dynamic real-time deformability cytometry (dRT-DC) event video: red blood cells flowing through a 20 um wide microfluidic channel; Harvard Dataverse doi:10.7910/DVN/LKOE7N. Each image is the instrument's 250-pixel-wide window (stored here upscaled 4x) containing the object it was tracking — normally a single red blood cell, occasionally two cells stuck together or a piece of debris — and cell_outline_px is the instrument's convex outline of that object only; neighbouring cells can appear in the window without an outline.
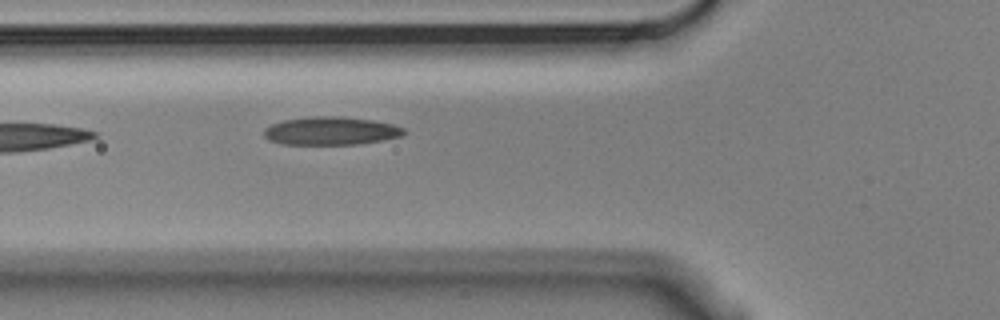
{"species": "Egyptian fruit bat (a non-hibernating species)", "species_latin": "Rousettus aegyptiacus", "temperature_condition": "cold", "stored_images_in_passage": 5, "camera_frame_rate_fps": 3000, "um_per_image_px": 0.085, "animal": {"sex": "male"}, "frame": {"image": 1, "passage_image": 5, "time_ms": 1.333, "image_size_px": [1000, 320], "cell_outline_px": [[408, 132], [400, 136], [384, 140], [356, 144], [280, 144], [268, 140], [264, 136], [264, 128], [272, 124], [284, 120], [312, 116], [340, 116], [372, 120], [392, 124], [404, 128]], "centroid_in_image_um": [28.12, 11.12], "position_along_channel_um": 97.7, "area_um2": 23.0}}